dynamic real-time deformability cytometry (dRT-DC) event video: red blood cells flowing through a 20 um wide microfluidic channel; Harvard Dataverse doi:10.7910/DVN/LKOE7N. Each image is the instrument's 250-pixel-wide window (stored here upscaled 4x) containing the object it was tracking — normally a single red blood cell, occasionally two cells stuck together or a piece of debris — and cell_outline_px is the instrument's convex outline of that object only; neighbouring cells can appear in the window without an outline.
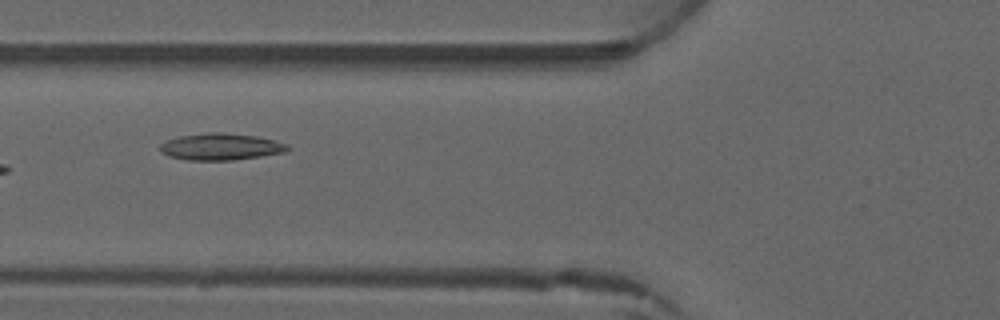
{"species": "common noctule bat (a hibernating species)", "species_latin": "Nyctalus noctula", "temperature_condition": "warm", "stored_images_in_passage": 4, "camera_frame_rate_fps": 3000, "um_per_image_px": 0.085, "animal": {"sex": "male", "forearm_length_mm": 52.5}, "frame": {"image": 1, "passage_image": 3, "time_ms": 2.333, "image_size_px": [1000, 320], "cell_outline_px": [[292, 148], [284, 152], [260, 156], [232, 160], [188, 160], [168, 156], [160, 152], [160, 144], [168, 140], [180, 136], [208, 132], [220, 132], [256, 136], [276, 140], [288, 144]], "centroid_in_image_um": [18.78, 12.47], "position_along_channel_um": 107.0, "area_um2": 19.88}}
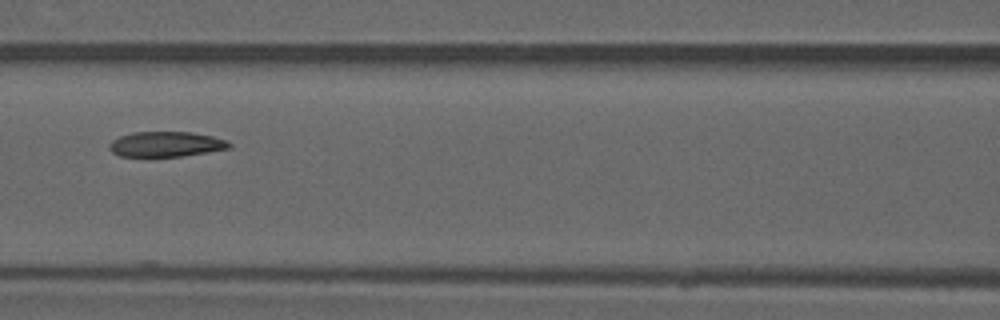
{"frame": {"image": 2, "passage_image": 4, "time_ms": 3.333, "image_size_px": [1000, 320], "cell_outline_px": [[232, 148], [208, 152], [180, 156], [120, 156], [112, 152], [108, 148], [108, 144], [112, 140], [120, 136], [132, 132], [192, 132], [212, 136], [228, 140], [232, 144]], "centroid_in_image_um": [14.13, 12.25], "position_along_channel_um": 152.5, "area_um2": 17.69}}